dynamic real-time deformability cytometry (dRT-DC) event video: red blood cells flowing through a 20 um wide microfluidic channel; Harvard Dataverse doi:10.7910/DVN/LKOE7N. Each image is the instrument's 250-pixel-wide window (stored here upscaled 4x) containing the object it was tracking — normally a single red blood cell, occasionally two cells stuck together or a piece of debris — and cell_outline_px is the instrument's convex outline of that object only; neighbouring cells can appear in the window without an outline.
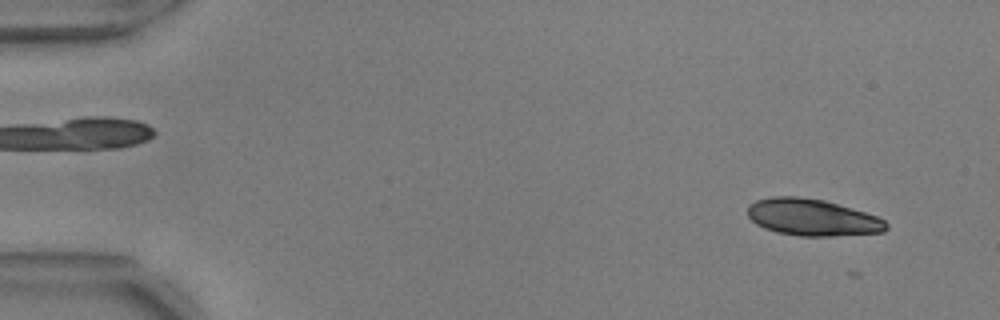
{"species": "common noctule bat (a hibernating species)", "species_latin": "Nyctalus noctula", "temperature_condition": "warm", "stored_images_in_passage": 6, "camera_frame_rate_fps": 3000, "um_per_image_px": 0.085, "animal": {"sex": "male", "body_mass_g": 17.9, "forearm_length_mm": 54.2}, "frame": {"image": 1, "passage_image": 5, "time_ms": 1.333, "image_size_px": [1000, 320], "cell_outline_px": [[888, 228], [884, 232], [832, 236], [800, 236], [776, 232], [764, 228], [756, 224], [748, 216], [748, 204], [756, 200], [768, 196], [796, 196], [824, 200], [864, 212], [876, 216], [884, 220], [888, 224]], "centroid_in_image_um": [69.02, 18.47], "position_along_channel_um": 16.0, "area_um2": 29.77}}